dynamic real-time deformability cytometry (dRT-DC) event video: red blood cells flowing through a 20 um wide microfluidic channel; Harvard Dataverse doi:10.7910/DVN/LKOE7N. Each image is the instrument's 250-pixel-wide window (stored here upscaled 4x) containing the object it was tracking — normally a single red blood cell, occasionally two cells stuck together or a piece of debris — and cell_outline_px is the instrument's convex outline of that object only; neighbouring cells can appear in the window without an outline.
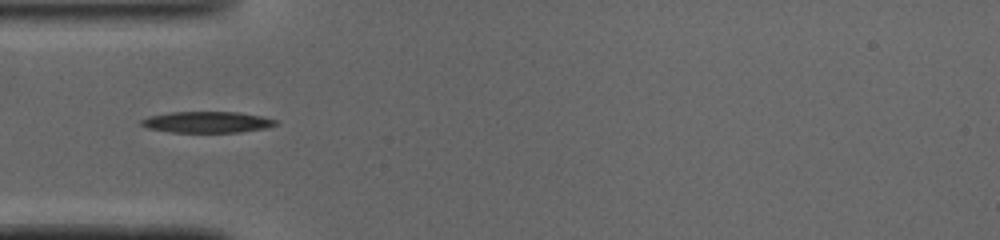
{"species": "common noctule bat (a hibernating species)", "species_latin": "Nyctalus noctula", "temperature_condition": "cold", "stored_images_in_passage": 35, "camera_frame_rate_fps": 3000, "um_per_image_px": 0.085, "animal": {"sex": "male", "body_mass_g": 19.0, "forearm_length_mm": 50.8}, "frame": {"image": 1, "passage_image": 1, "time_ms": 0.0, "image_size_px": [1000, 240], "cell_outline_px": [[276, 124], [264, 128], [240, 132], [172, 132], [148, 128], [140, 124], [140, 120], [148, 116], [172, 112], [240, 112], [260, 116], [276, 120]], "centroid_in_image_um": [17.56, 10.37], "position_along_channel_um": 67.4, "area_um2": 16.42}}
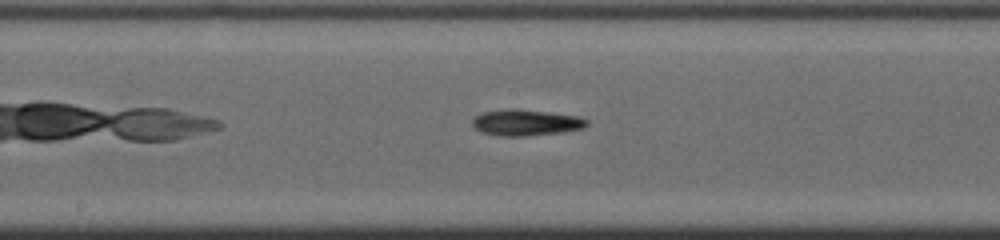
{"frame": {"image": 2, "passage_image": 11, "time_ms": 3.333, "image_size_px": [1000, 240], "cell_outline_px": [[588, 124], [584, 128], [564, 132], [524, 136], [500, 136], [480, 132], [472, 124], [472, 120], [476, 116], [484, 112], [512, 108], [580, 116], [588, 120]], "centroid_in_image_um": [44.73, 10.43], "position_along_channel_um": 203.5, "area_um2": 17.4}}
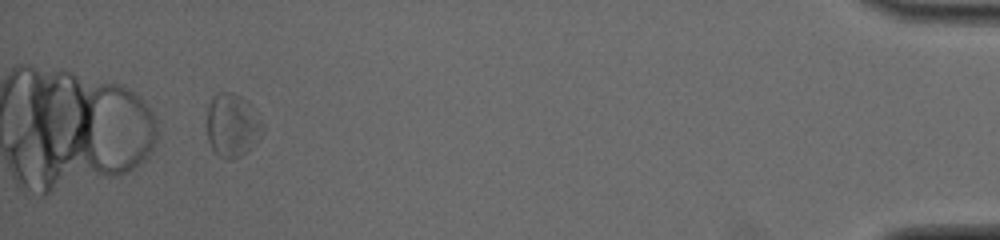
{"frame": {"image": 3, "passage_image": 32, "time_ms": 10.333, "image_size_px": [1000, 240], "cell_outline_px": [[264, 128], [248, 148], [240, 156], [228, 160], [224, 160], [212, 148], [208, 140], [208, 108], [212, 96], [216, 92], [232, 92], [248, 100], [252, 104], [264, 124]], "centroid_in_image_um": [19.74, 10.59], "position_along_channel_um": 415.5, "area_um2": 20.35}, "authors_computed_cell_mechanics": {"area_um2": 16.5886, "velocity_mm_per_s": 4.0893, "shape_relaxation_time_tau1_ms": 2.0319, "shape_relaxation_time_tau2_ms": null, "deformation_change_tau1": 0.0833, "deformation_change_tau2": null}}